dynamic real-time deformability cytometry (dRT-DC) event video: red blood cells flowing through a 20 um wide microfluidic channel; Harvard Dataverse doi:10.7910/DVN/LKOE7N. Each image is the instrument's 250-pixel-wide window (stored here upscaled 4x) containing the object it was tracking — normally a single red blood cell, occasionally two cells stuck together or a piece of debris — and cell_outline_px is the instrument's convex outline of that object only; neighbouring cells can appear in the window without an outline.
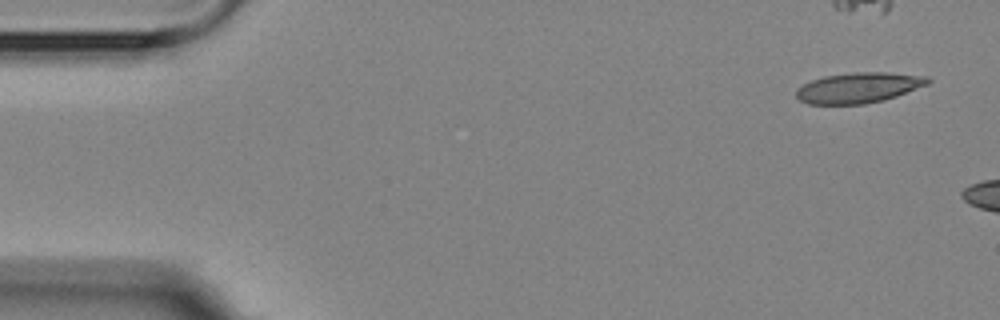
{"species": "Egyptian fruit bat (a non-hibernating species)", "species_latin": "Rousettus aegyptiacus", "temperature_condition": "room temperature", "stored_images_in_passage": 3, "camera_frame_rate_fps": 3000, "um_per_image_px": 0.085, "animal": {"sex": "female"}, "frame": {"image": 1, "passage_image": 1, "time_ms": 0.0, "image_size_px": [1000, 320], "cell_outline_px": [[932, 80], [928, 84], [896, 96], [884, 100], [864, 104], [808, 104], [800, 100], [796, 96], [796, 88], [812, 80], [824, 76], [852, 72], [888, 72], [928, 76]], "centroid_in_image_um": [72.99, 7.45], "position_along_channel_um": 12.0, "area_um2": 23.41}}